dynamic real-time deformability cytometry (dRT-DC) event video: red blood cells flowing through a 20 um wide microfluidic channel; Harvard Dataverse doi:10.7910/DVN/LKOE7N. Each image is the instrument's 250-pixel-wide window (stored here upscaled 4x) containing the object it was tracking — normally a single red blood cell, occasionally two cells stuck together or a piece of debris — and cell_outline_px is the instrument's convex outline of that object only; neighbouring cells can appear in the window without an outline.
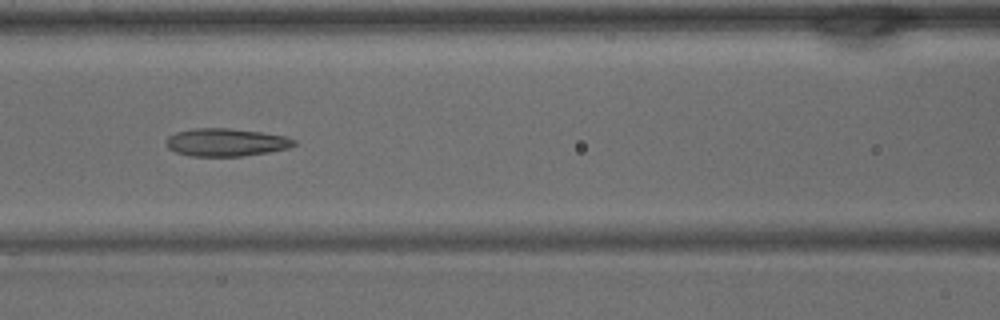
{"species": "common noctule bat (a hibernating species)", "species_latin": "Nyctalus noctula", "temperature_condition": "warm", "stored_images_in_passage": 39, "camera_frame_rate_fps": 3000, "um_per_image_px": 0.085, "animal": {"sex": "male", "body_mass_g": 15.6}, "frame": {"image": 1, "passage_image": 16, "time_ms": 5.0, "image_size_px": [1000, 320], "cell_outline_px": [[296, 144], [288, 148], [268, 152], [240, 156], [192, 156], [176, 152], [168, 148], [168, 136], [176, 132], [192, 128], [228, 128], [260, 132], [284, 136], [296, 140]], "centroid_in_image_um": [19.21, 12.09], "position_along_channel_um": 147.4, "area_um2": 20.52}}
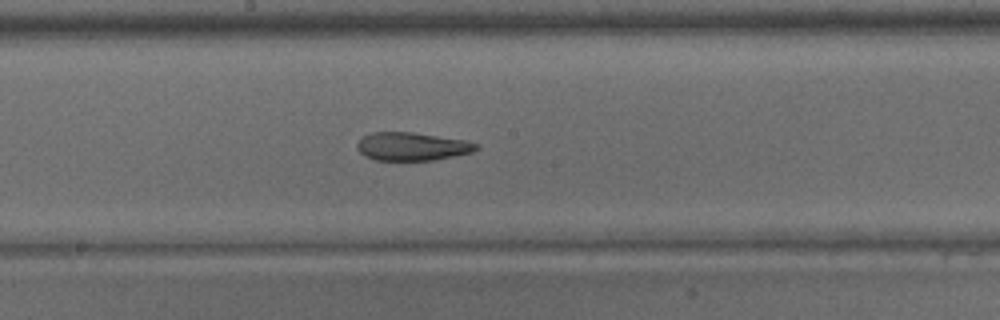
{"frame": {"image": 2, "passage_image": 20, "time_ms": 6.333, "image_size_px": [1000, 320], "cell_outline_px": [[480, 148], [472, 152], [456, 156], [436, 160], [376, 160], [364, 156], [356, 148], [356, 144], [364, 136], [372, 132], [412, 132], [468, 140], [480, 144]], "centroid_in_image_um": [35.08, 12.45], "position_along_channel_um": 213.1, "area_um2": 19.83}}
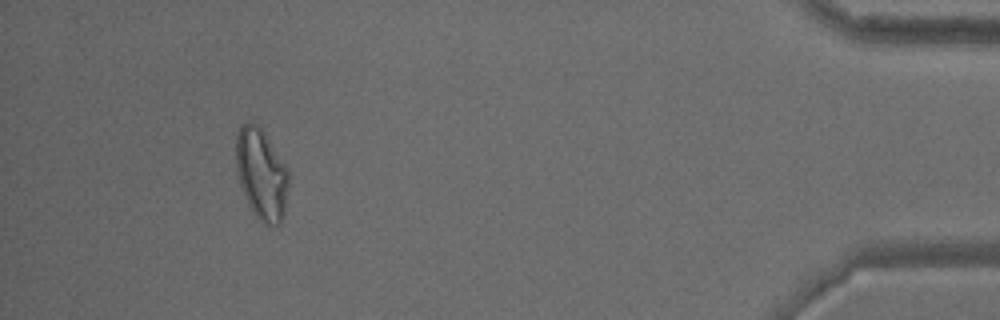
{"frame": {"image": 3, "passage_image": 36, "time_ms": 11.667, "image_size_px": [1000, 320], "cell_outline_px": [[288, 188], [284, 216], [280, 224], [264, 224], [252, 212], [244, 196], [240, 184], [236, 168], [236, 136], [240, 124], [248, 120], [252, 120], [260, 128], [288, 168]], "centroid_in_image_um": [22.21, 14.79], "position_along_channel_um": 413.0, "area_um2": 27.98}}